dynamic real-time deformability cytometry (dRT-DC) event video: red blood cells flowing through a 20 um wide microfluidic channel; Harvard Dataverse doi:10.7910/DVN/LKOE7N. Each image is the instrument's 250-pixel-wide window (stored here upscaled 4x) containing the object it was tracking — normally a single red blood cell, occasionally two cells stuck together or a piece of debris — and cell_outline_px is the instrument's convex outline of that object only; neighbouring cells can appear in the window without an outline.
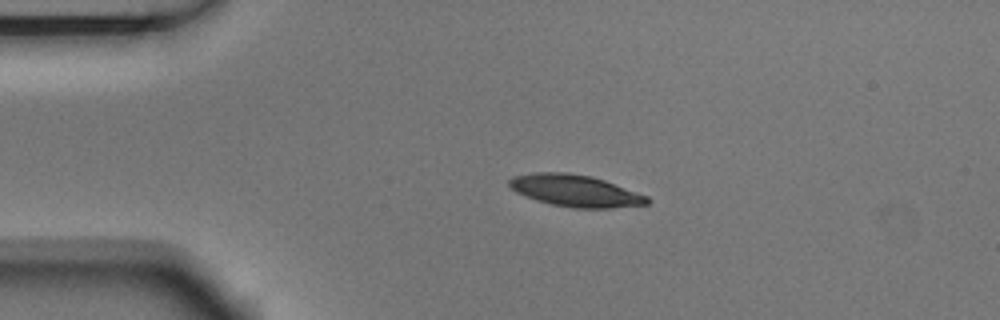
{"species": "Egyptian fruit bat (a non-hibernating species)", "species_latin": "Rousettus aegyptiacus", "temperature_condition": "room temperature", "stored_images_in_passage": 4, "camera_frame_rate_fps": 3000, "um_per_image_px": 0.085, "animal": {"sex": "male"}, "frame": {"image": 1, "passage_image": 3, "time_ms": 0.667, "image_size_px": [1000, 320], "cell_outline_px": [[652, 200], [648, 204], [612, 208], [572, 208], [552, 204], [536, 200], [524, 196], [516, 192], [508, 184], [508, 180], [512, 176], [536, 172], [568, 172], [592, 176], [604, 180], [648, 196]], "centroid_in_image_um": [48.9, 16.21], "position_along_channel_um": 36.1, "area_um2": 25.72}}